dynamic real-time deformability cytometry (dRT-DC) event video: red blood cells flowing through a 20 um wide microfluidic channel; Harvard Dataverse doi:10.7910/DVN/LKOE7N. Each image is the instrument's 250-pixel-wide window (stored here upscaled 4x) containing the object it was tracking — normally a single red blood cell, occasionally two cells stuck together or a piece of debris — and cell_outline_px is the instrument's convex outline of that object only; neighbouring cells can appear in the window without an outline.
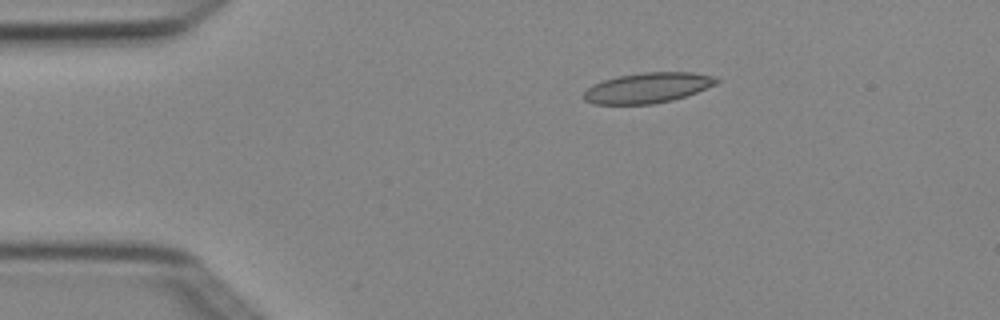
{"species": "Egyptian fruit bat (a non-hibernating species)", "species_latin": "Rousettus aegyptiacus", "temperature_condition": "cold", "stored_images_in_passage": 5, "camera_frame_rate_fps": 3000, "um_per_image_px": 0.085, "animal": {"sex": "female"}, "frame": {"image": 1, "passage_image": 2, "time_ms": 0.333, "image_size_px": [1000, 320], "cell_outline_px": [[720, 80], [716, 84], [696, 92], [672, 100], [652, 104], [592, 104], [584, 100], [584, 92], [592, 84], [616, 76], [644, 72], [692, 72], [712, 76]], "centroid_in_image_um": [55.02, 7.46], "position_along_channel_um": 30.0, "area_um2": 23.35}}
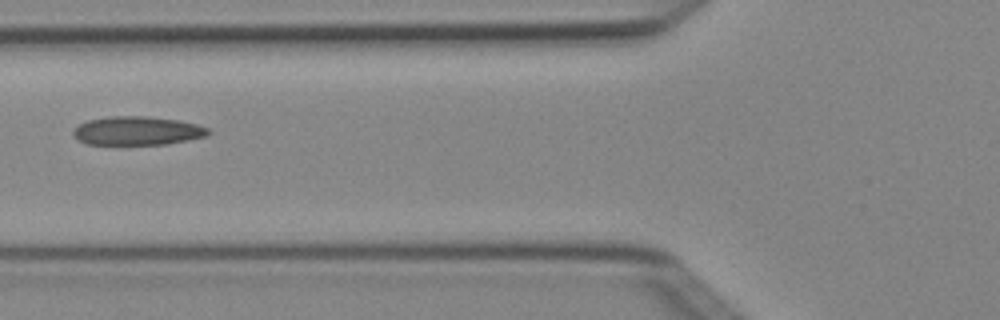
{"frame": {"image": 2, "passage_image": 4, "time_ms": 1.0, "image_size_px": [1000, 320], "cell_outline_px": [[212, 132], [208, 136], [168, 144], [84, 144], [72, 136], [72, 128], [76, 124], [88, 120], [108, 116], [148, 116], [180, 120], [196, 124], [208, 128]], "centroid_in_image_um": [11.63, 11.11], "position_along_channel_um": 114.2, "area_um2": 23.0}}
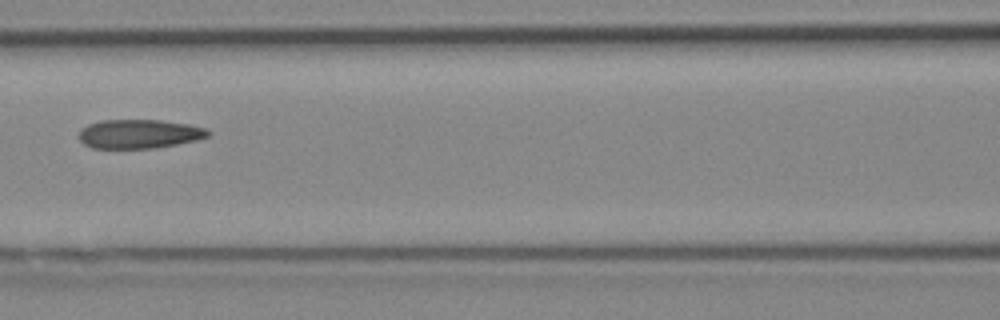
{"frame": {"image": 3, "passage_image": 5, "time_ms": 1.333, "image_size_px": [1000, 320], "cell_outline_px": [[212, 132], [208, 136], [196, 140], [156, 148], [92, 148], [84, 144], [80, 140], [80, 128], [88, 124], [100, 120], [160, 120], [188, 124], [208, 128]], "centroid_in_image_um": [11.84, 11.37], "position_along_channel_um": 154.8, "area_um2": 21.91}}